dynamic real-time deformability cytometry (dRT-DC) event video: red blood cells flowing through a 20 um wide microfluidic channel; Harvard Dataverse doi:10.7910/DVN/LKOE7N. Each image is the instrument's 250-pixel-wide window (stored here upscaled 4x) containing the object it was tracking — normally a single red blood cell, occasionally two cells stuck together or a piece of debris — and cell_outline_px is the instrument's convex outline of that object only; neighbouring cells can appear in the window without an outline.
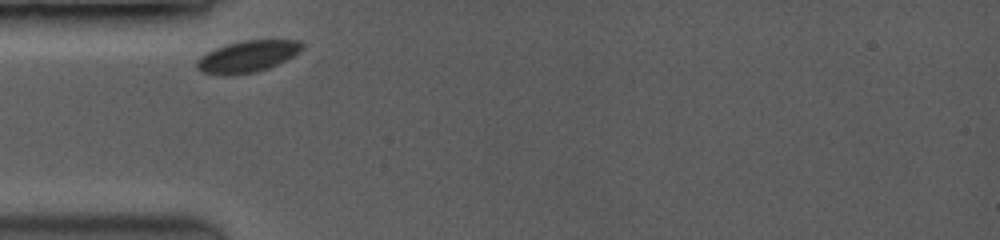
{"species": "common noctule bat (a hibernating species)", "species_latin": "Nyctalus noctula", "temperature_condition": "room temperature", "stored_images_in_passage": 9, "camera_frame_rate_fps": 3500, "um_per_image_px": 0.085, "animal": {"sex": "female", "body_mass_g": 19.0, "forearm_length_mm": 53.3}, "frame": {"image": 1, "passage_image": 1, "time_ms": 0.0, "image_size_px": [1000, 240], "cell_outline_px": [[304, 48], [292, 56], [268, 68], [256, 72], [224, 76], [200, 72], [196, 68], [196, 60], [200, 56], [216, 48], [228, 44], [244, 40], [300, 40], [304, 44]], "centroid_in_image_um": [21.0, 4.81], "position_along_channel_um": 64.0, "area_um2": 19.36}}
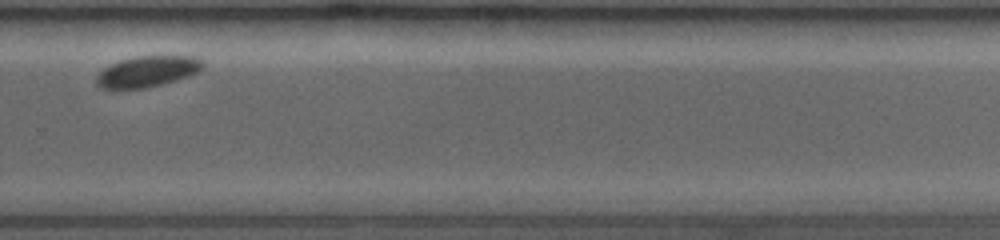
{"frame": {"image": 2, "passage_image": 7, "time_ms": 6.857, "image_size_px": [1000, 240], "cell_outline_px": [[204, 64], [196, 72], [160, 84], [144, 88], [100, 88], [96, 84], [96, 80], [100, 72], [104, 68], [120, 60], [136, 56], [196, 56]], "centroid_in_image_um": [12.48, 6.06], "position_along_channel_um": 317.3, "area_um2": 18.55}}
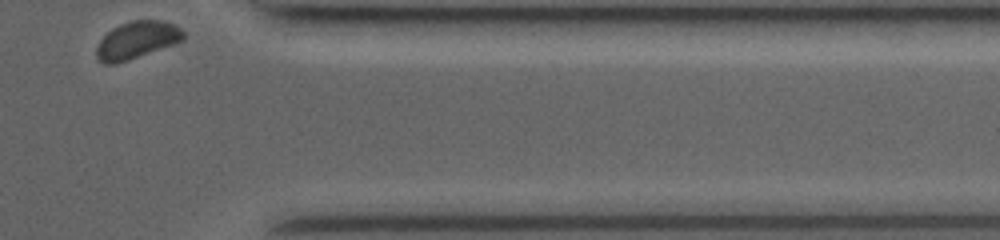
{"frame": {"image": 3, "passage_image": 9, "time_ms": 9.143, "image_size_px": [1000, 240], "cell_outline_px": [[184, 36], [180, 40], [172, 44], [128, 60], [116, 64], [104, 64], [96, 56], [96, 48], [100, 40], [108, 32], [120, 24], [132, 20], [160, 20], [172, 24], [180, 28], [184, 32]], "centroid_in_image_um": [11.59, 3.4], "position_along_channel_um": 399.8, "area_um2": 18.44}}